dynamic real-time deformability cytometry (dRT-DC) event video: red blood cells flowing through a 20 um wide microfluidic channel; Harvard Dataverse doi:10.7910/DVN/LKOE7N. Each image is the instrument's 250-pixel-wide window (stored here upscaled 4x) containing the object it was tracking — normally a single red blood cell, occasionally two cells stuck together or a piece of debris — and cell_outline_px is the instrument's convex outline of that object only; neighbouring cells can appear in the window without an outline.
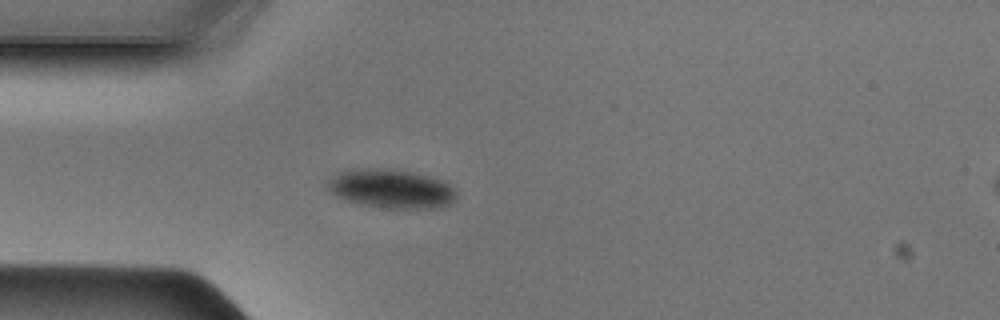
{"species": "Egyptian fruit bat (a non-hibernating species)", "species_latin": "Rousettus aegyptiacus", "temperature_condition": "cold", "stored_images_in_passage": 36, "camera_frame_rate_fps": 3000, "um_per_image_px": 0.085, "animal": {"sex": "male"}, "frame": {"image": 1, "passage_image": 1, "time_ms": 0.0, "image_size_px": [1000, 320], "cell_outline_px": [[456, 200], [448, 204], [436, 208], [380, 208], [360, 204], [336, 196], [328, 188], [328, 184], [344, 168], [392, 168], [412, 172], [428, 176], [440, 180], [448, 184], [456, 192]], "centroid_in_image_um": [33.26, 16.03], "position_along_channel_um": 51.7, "area_um2": 29.13}}
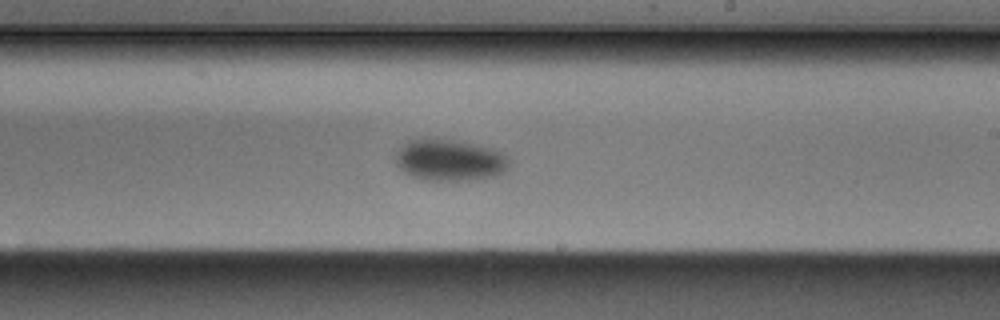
{"frame": {"image": 2, "passage_image": 16, "time_ms": 5.0, "image_size_px": [1000, 320], "cell_outline_px": [[508, 168], [504, 172], [496, 176], [472, 180], [424, 180], [412, 176], [404, 172], [396, 164], [396, 156], [400, 148], [408, 140], [448, 140], [492, 148], [504, 152], [508, 160]], "centroid_in_image_um": [38.25, 13.64], "position_along_channel_um": 250.8, "area_um2": 26.99}}
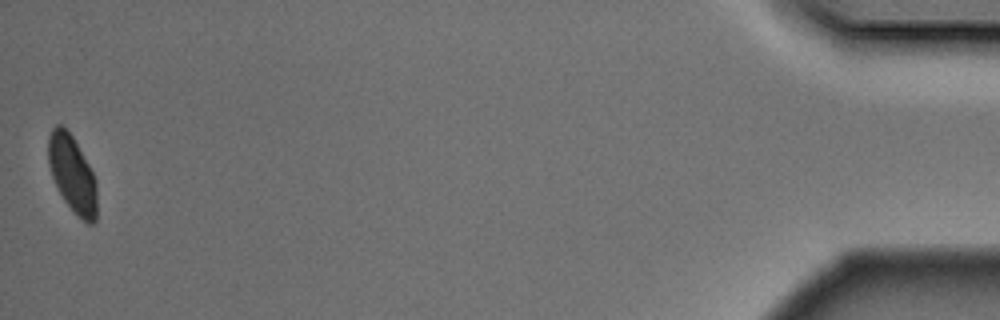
{"frame": {"image": 3, "passage_image": 36, "time_ms": 11.667, "image_size_px": [1000, 320], "cell_outline_px": [[96, 220], [92, 224], [88, 224], [76, 216], [72, 212], [64, 200], [52, 176], [48, 164], [48, 136], [52, 128], [56, 124], [60, 124], [72, 136], [88, 164], [96, 180]], "centroid_in_image_um": [6.14, 14.82], "position_along_channel_um": 429.1, "area_um2": 21.68}}